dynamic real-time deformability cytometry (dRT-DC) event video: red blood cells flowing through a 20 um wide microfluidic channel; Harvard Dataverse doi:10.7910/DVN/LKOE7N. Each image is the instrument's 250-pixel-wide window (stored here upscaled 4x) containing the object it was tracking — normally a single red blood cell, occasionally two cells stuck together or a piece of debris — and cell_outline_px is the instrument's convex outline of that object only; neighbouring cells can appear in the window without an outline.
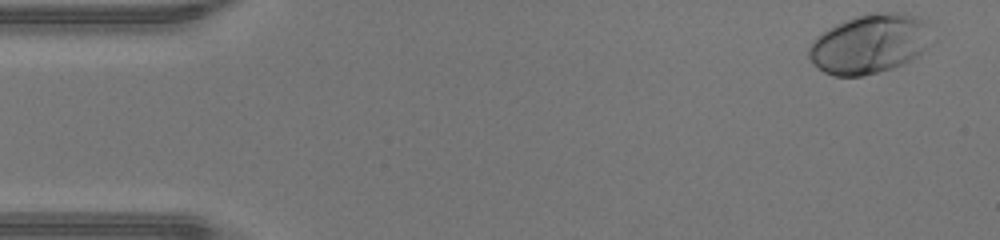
{"species": "human", "species_latin": "Homo sapiens", "temperature_condition": "warm", "stored_images_in_passage": 45, "camera_frame_rate_fps": 3000, "um_per_image_px": 0.085, "donor": {"sex": "male"}, "frame": {"image": 1, "passage_image": 1, "time_ms": 0.0, "image_size_px": [1000, 240], "cell_outline_px": [[928, 44], [916, 56], [904, 64], [892, 68], [860, 76], [832, 76], [824, 72], [808, 56], [808, 48], [812, 40], [816, 36], [828, 28], [836, 24], [856, 16], [872, 12], [904, 12], [920, 16], [924, 20]], "centroid_in_image_um": [73.86, 3.71], "position_along_channel_um": 11.1, "area_um2": 41.96}}
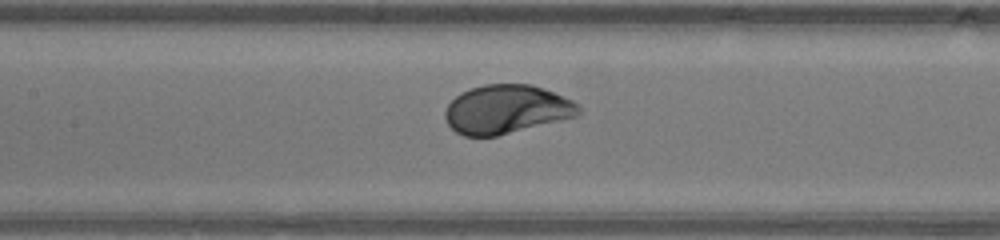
{"frame": {"image": 2, "passage_image": 20, "time_ms": 6.333, "image_size_px": [1000, 240], "cell_outline_px": [[580, 112], [576, 116], [496, 136], [464, 136], [456, 132], [448, 124], [444, 116], [444, 112], [448, 104], [460, 92], [484, 84], [532, 84], [572, 100], [580, 108]], "centroid_in_image_um": [43.01, 9.29], "position_along_channel_um": 164.4, "area_um2": 37.57}}
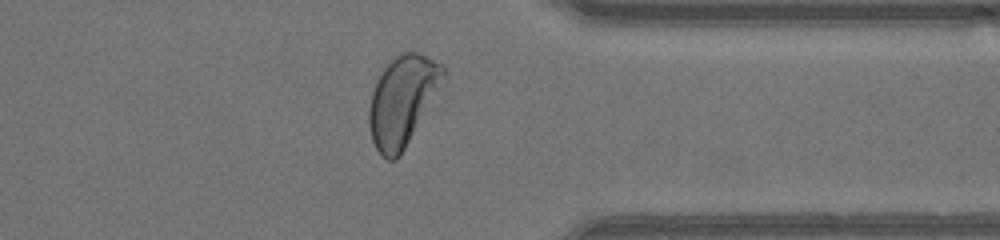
{"frame": {"image": 3, "passage_image": 35, "time_ms": 11.333, "image_size_px": [1000, 240], "cell_outline_px": [[444, 76], [400, 156], [396, 160], [388, 160], [376, 148], [372, 140], [368, 124], [368, 112], [372, 92], [376, 80], [384, 68], [400, 52], [420, 52], [444, 64]], "centroid_in_image_um": [34.16, 8.52], "position_along_channel_um": 377.2, "area_um2": 37.8}, "authors_computed_cell_mechanics": {"area_um2": 39.015, "velocity_mm_per_s": 4.4212, "shape_relaxation_time_tau1_ms": 1.5814, "shape_relaxation_time_tau2_ms": null, "deformation_change_tau1": 0.1443, "deformation_change_tau2": null}}